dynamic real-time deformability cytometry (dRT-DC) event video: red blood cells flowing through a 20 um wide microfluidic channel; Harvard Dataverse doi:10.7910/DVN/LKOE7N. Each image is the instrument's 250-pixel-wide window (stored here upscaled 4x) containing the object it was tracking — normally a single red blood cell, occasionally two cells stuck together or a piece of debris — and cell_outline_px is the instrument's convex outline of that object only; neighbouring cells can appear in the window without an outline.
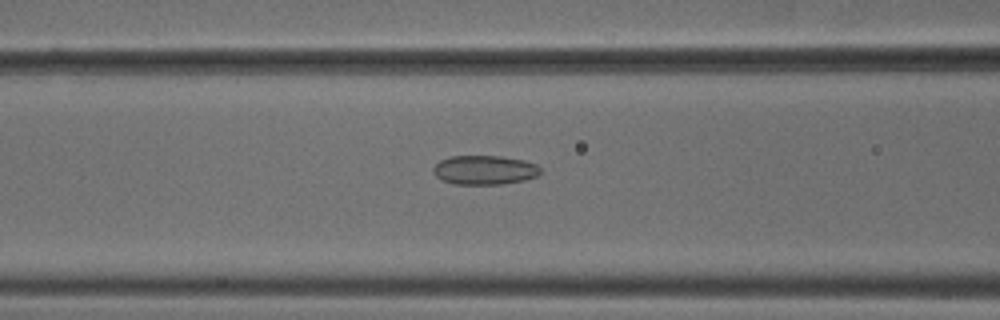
{"species": "common noctule bat (a hibernating species)", "species_latin": "Nyctalus noctula", "temperature_condition": "cold", "stored_images_in_passage": 53, "camera_frame_rate_fps": 3000, "um_per_image_px": 0.085, "animal": {"sex": "male", "body_mass_g": 18.8}, "frame": {"image": 1, "passage_image": 22, "time_ms": 7.0, "image_size_px": [1000, 320], "cell_outline_px": [[540, 172], [536, 176], [524, 180], [500, 184], [456, 184], [444, 180], [436, 176], [432, 172], [432, 168], [440, 160], [452, 156], [500, 156], [524, 160], [536, 164], [540, 168]], "centroid_in_image_um": [41.17, 14.44], "position_along_channel_um": 125.4, "area_um2": 18.09}}
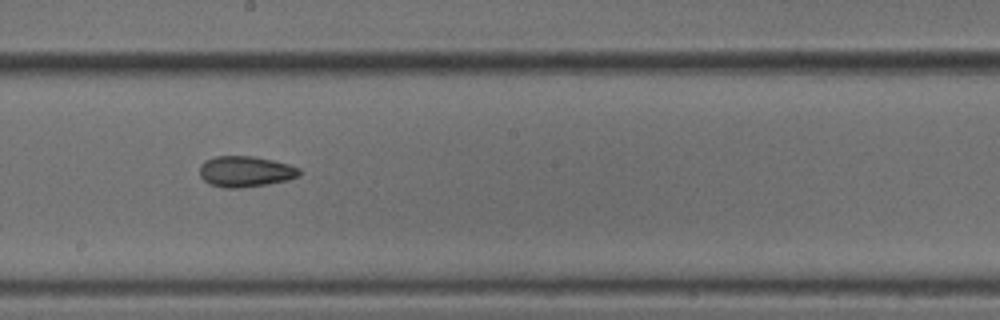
{"frame": {"image": 2, "passage_image": 30, "time_ms": 9.667, "image_size_px": [1000, 320], "cell_outline_px": [[300, 176], [288, 180], [268, 184], [240, 188], [224, 188], [208, 184], [200, 176], [200, 164], [204, 160], [216, 156], [252, 156], [272, 160], [288, 164], [300, 168]], "centroid_in_image_um": [20.85, 14.58], "position_along_channel_um": 227.4, "area_um2": 18.09}}
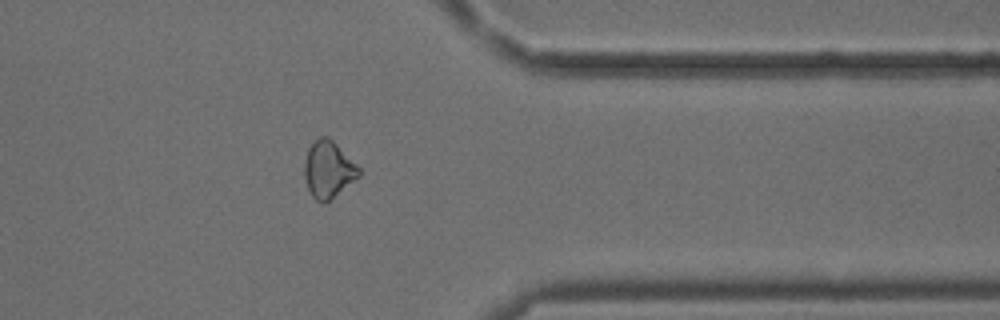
{"frame": {"image": 3, "passage_image": 43, "time_ms": 14.0, "image_size_px": [1000, 320], "cell_outline_px": [[360, 176], [324, 204], [320, 204], [312, 196], [308, 188], [304, 176], [304, 164], [308, 148], [320, 136], [328, 136], [360, 168]], "centroid_in_image_um": [27.89, 14.42], "position_along_channel_um": 383.5, "area_um2": 17.86}, "authors_computed_cell_mechanics": {"area_um2": 18.5538, "velocity_mm_per_s": 3.8132, "shape_relaxation_time_tau1_ms": null, "shape_relaxation_time_tau2_ms": 4.1061, "deformation_change_tau1": null, "deformation_change_tau2": 0.0962}}